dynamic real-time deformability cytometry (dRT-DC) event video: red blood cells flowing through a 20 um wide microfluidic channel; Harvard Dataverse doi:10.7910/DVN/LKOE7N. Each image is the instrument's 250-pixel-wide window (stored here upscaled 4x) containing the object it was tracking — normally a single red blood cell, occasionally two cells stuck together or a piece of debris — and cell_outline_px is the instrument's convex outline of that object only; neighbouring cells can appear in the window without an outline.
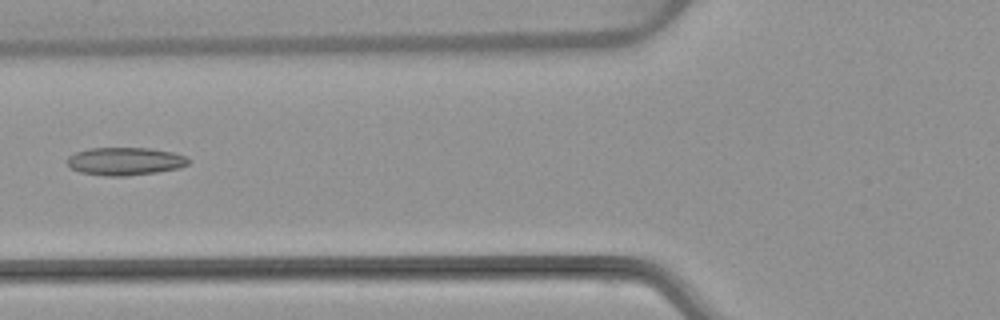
{"species": "common noctule bat (a hibernating species)", "species_latin": "Nyctalus noctula", "temperature_condition": "warm", "stored_images_in_passage": 6, "camera_frame_rate_fps": 3000, "um_per_image_px": 0.085, "animal": {"sex": "female", "body_mass_g": 22.7, "forearm_length_mm": 54.2}, "frame": {"image": 1, "passage_image": 6, "time_ms": 6.0, "image_size_px": [1000, 320], "cell_outline_px": [[192, 160], [188, 164], [180, 168], [156, 172], [124, 176], [104, 176], [80, 172], [72, 168], [64, 160], [68, 156], [76, 152], [88, 148], [152, 148], [172, 152], [184, 156]], "centroid_in_image_um": [10.62, 13.7], "position_along_channel_um": 115.2, "area_um2": 19.83}}